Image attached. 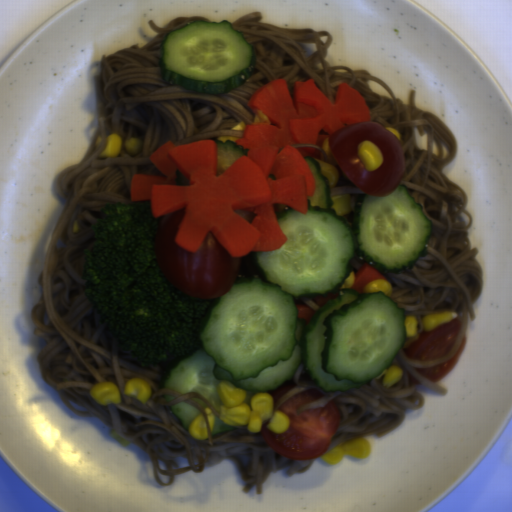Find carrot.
Masks as SVG:
<instances>
[{
    "mask_svg": "<svg viewBox=\"0 0 512 512\" xmlns=\"http://www.w3.org/2000/svg\"><path fill=\"white\" fill-rule=\"evenodd\" d=\"M339 293H340V291H333V292H330L328 296H313L311 298L313 299L314 302H316L317 304H319L320 306L323 307V305L325 303H327L329 300H332V299H335L336 297H338Z\"/></svg>",
    "mask_w": 512,
    "mask_h": 512,
    "instance_id": "4",
    "label": "carrot"
},
{
    "mask_svg": "<svg viewBox=\"0 0 512 512\" xmlns=\"http://www.w3.org/2000/svg\"><path fill=\"white\" fill-rule=\"evenodd\" d=\"M295 305L297 307V317L307 324L310 322V320L314 317V315L317 312L308 305H304L301 303H295Z\"/></svg>",
    "mask_w": 512,
    "mask_h": 512,
    "instance_id": "3",
    "label": "carrot"
},
{
    "mask_svg": "<svg viewBox=\"0 0 512 512\" xmlns=\"http://www.w3.org/2000/svg\"><path fill=\"white\" fill-rule=\"evenodd\" d=\"M374 280L387 279L382 275V273L378 269H376L371 264L366 262L354 274V284L349 290H354L359 294H365V286Z\"/></svg>",
    "mask_w": 512,
    "mask_h": 512,
    "instance_id": "2",
    "label": "carrot"
},
{
    "mask_svg": "<svg viewBox=\"0 0 512 512\" xmlns=\"http://www.w3.org/2000/svg\"><path fill=\"white\" fill-rule=\"evenodd\" d=\"M255 114L236 146L245 154L217 175V145L200 140L180 146L168 141L149 159L163 174H134L131 201H150L154 217L185 208L174 241L196 252L209 232L231 258L278 250L288 240L276 220L278 205L308 213L316 193L305 157L321 158L326 138L345 126L371 121L360 92L341 83L334 101L306 79H274L248 102Z\"/></svg>",
    "mask_w": 512,
    "mask_h": 512,
    "instance_id": "1",
    "label": "carrot"
}]
</instances>
